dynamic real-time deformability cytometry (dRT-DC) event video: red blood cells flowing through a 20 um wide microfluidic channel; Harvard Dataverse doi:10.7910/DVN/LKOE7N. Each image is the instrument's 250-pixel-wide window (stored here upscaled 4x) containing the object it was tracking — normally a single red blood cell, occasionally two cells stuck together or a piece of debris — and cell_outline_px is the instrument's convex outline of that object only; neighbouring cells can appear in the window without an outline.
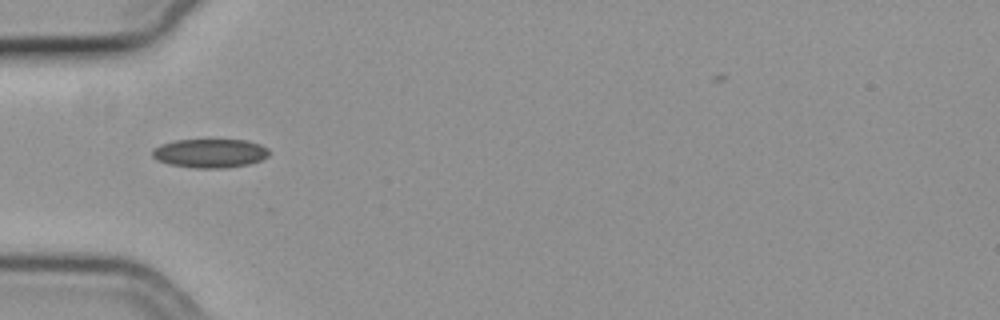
{"species": "common noctule bat (a hibernating species)", "species_latin": "Nyctalus noctula", "temperature_condition": "cold", "stored_images_in_passage": 38, "camera_frame_rate_fps": 3000, "um_per_image_px": 0.085, "animal": {"sex": "female", "body_mass_g": 19.3, "forearm_length_mm": 54.1}, "frame": {"image": 1, "passage_image": 1, "time_ms": 0.0, "image_size_px": [1000, 320], "cell_outline_px": [[264, 156], [256, 160], [240, 164], [180, 164], [164, 160], [156, 156], [156, 152], [160, 148], [168, 144], [188, 140], [236, 140], [252, 144], [260, 148], [264, 152]], "centroid_in_image_um": [17.86, 12.94], "position_along_channel_um": 67.1, "area_um2": 15.78}}
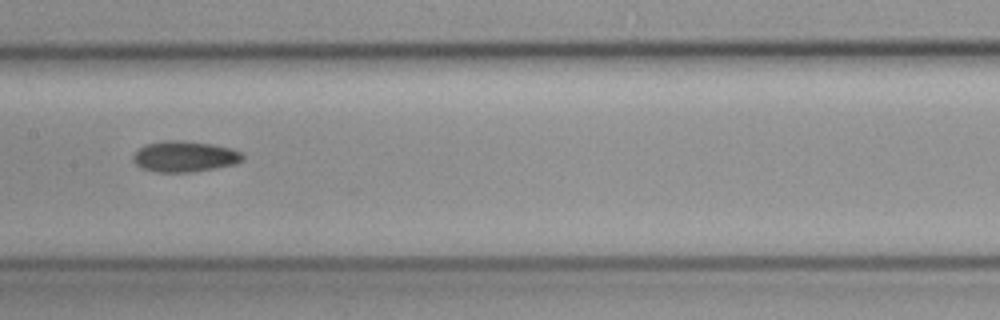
{"frame": {"image": 2, "passage_image": 11, "time_ms": 3.333, "image_size_px": [1000, 320], "cell_outline_px": [[240, 156], [236, 160], [220, 164], [196, 168], [152, 168], [144, 164], [140, 160], [140, 152], [144, 148], [160, 144], [196, 144], [220, 148], [232, 152]], "centroid_in_image_um": [15.72, 13.27], "position_along_channel_um": 191.7, "area_um2": 13.87}}
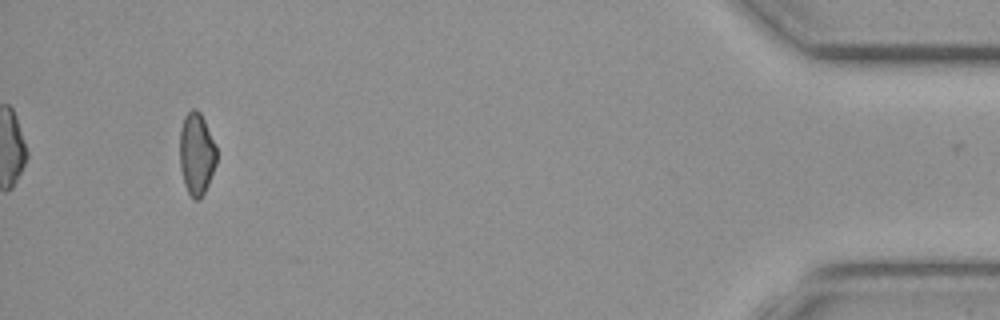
{"frame": {"image": 3, "passage_image": 35, "time_ms": 11.333, "image_size_px": [1000, 320], "cell_outline_px": [[216, 160], [208, 180], [200, 196], [192, 196], [188, 188], [184, 176], [180, 156], [180, 140], [184, 120], [192, 112], [196, 112], [200, 116], [216, 148]], "centroid_in_image_um": [16.71, 13.07], "position_along_channel_um": 418.5, "area_um2": 15.37}}